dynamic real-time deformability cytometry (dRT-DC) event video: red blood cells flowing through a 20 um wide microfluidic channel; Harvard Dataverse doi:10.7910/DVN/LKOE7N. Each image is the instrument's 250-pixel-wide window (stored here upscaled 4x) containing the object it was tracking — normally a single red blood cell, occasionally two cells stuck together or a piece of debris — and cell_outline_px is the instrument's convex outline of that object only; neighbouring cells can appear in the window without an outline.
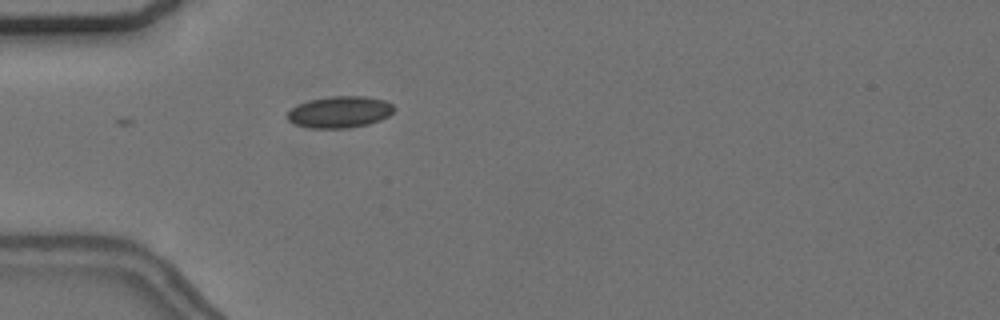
{"species": "common noctule bat (a hibernating species)", "species_latin": "Nyctalus noctula", "temperature_condition": "cold", "stored_images_in_passage": 25, "camera_frame_rate_fps": 3000, "um_per_image_px": 0.085, "animal": {"sex": "female", "body_mass_g": 24.6, "forearm_length_mm": 56.2}, "frame": {"image": 1, "passage_image": 1, "time_ms": 0.0, "image_size_px": [1000, 320], "cell_outline_px": [[396, 108], [388, 116], [380, 120], [368, 124], [348, 128], [312, 128], [296, 124], [288, 120], [288, 112], [292, 108], [300, 104], [312, 100], [332, 96], [368, 96], [384, 100], [392, 104]], "centroid_in_image_um": [28.93, 9.52], "position_along_channel_um": 56.1, "area_um2": 19.42}}
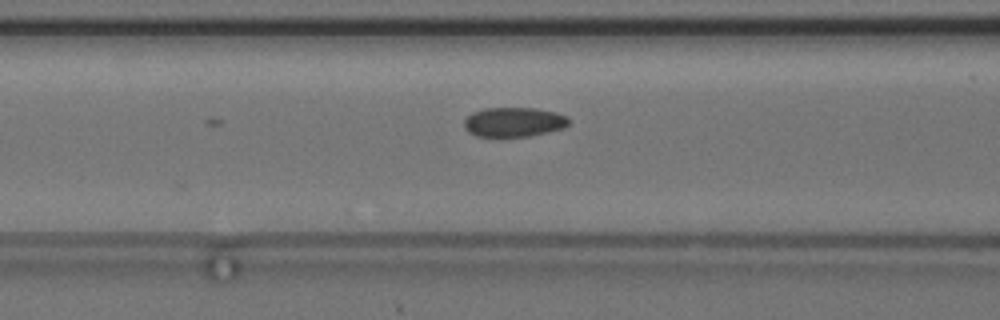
{"frame": {"image": 2, "passage_image": 7, "time_ms": 2.0, "image_size_px": [1000, 320], "cell_outline_px": [[568, 124], [564, 128], [548, 132], [528, 136], [476, 136], [468, 132], [464, 128], [464, 120], [472, 112], [484, 108], [536, 108], [556, 112], [568, 116]], "centroid_in_image_um": [43.67, 10.36], "position_along_channel_um": 122.9, "area_um2": 18.03}}